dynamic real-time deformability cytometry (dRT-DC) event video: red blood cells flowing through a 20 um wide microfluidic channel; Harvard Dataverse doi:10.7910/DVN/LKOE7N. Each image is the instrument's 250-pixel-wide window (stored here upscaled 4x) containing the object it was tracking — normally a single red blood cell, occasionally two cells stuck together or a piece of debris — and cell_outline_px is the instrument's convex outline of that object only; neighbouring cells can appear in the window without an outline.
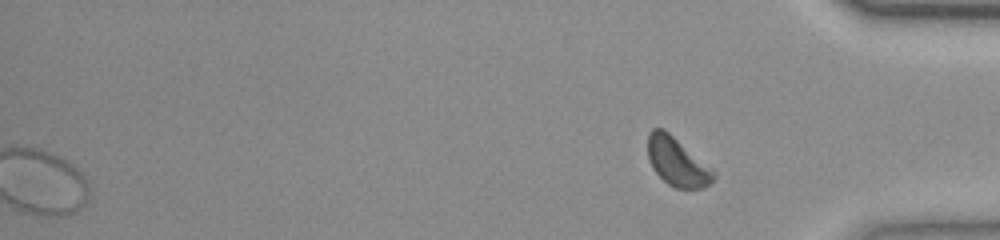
{"species": "common noctule bat (a hibernating species)", "species_latin": "Nyctalus noctula", "temperature_condition": "room temperature", "stored_images_in_passage": 47, "segment_of_instrument_passage": [2, 2], "camera_frame_rate_fps": 3000, "um_per_image_px": 0.085, "animal": {"sex": "female", "body_mass_g": 23.0, "forearm_length_mm": 53.4}, "frame": {"image": 1, "passage_image": 47, "time_ms": 15.333, "image_size_px": [1000, 240], "cell_outline_px": [[716, 176], [708, 184], [700, 188], [676, 188], [668, 184], [652, 168], [648, 156], [648, 132], [652, 128], [664, 128], [712, 172]], "centroid_in_image_um": [57.46, 13.74], "position_along_channel_um": 377.7, "area_um2": 17.63}}